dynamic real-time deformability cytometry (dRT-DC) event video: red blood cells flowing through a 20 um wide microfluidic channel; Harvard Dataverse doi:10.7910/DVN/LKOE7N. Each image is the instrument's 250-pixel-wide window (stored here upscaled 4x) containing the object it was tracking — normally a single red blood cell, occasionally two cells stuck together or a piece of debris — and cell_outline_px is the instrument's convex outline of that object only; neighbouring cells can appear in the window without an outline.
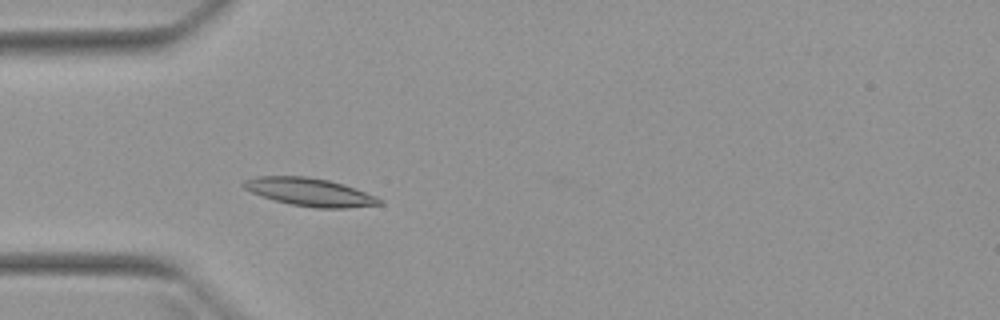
{"species": "Egyptian fruit bat (a non-hibernating species)", "species_latin": "Rousettus aegyptiacus", "temperature_condition": "warm", "stored_images_in_passage": 2, "camera_frame_rate_fps": 3000, "um_per_image_px": 0.085, "animal": {"sex": "female"}, "frame": {"image": 1, "passage_image": 2, "time_ms": 1.667, "image_size_px": [1000, 320], "cell_outline_px": [[384, 204], [348, 208], [316, 208], [292, 204], [276, 200], [252, 192], [244, 188], [240, 184], [244, 180], [256, 176], [304, 176], [328, 180], [344, 184], [376, 196], [384, 200]], "centroid_in_image_um": [26.37, 16.32], "position_along_channel_um": 58.6, "area_um2": 22.08}}